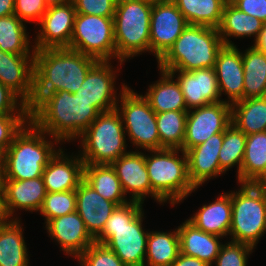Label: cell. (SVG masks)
<instances>
[{"mask_svg":"<svg viewBox=\"0 0 266 266\" xmlns=\"http://www.w3.org/2000/svg\"><path fill=\"white\" fill-rule=\"evenodd\" d=\"M99 114L89 102L65 90L33 96L29 107V120L60 143L78 139Z\"/></svg>","mask_w":266,"mask_h":266,"instance_id":"1","label":"cell"},{"mask_svg":"<svg viewBox=\"0 0 266 266\" xmlns=\"http://www.w3.org/2000/svg\"><path fill=\"white\" fill-rule=\"evenodd\" d=\"M97 61L69 48L35 50L33 96H46L62 90L77 92Z\"/></svg>","mask_w":266,"mask_h":266,"instance_id":"2","label":"cell"},{"mask_svg":"<svg viewBox=\"0 0 266 266\" xmlns=\"http://www.w3.org/2000/svg\"><path fill=\"white\" fill-rule=\"evenodd\" d=\"M144 215L140 202L117 206L95 242L106 245L126 266H144L149 235L143 228Z\"/></svg>","mask_w":266,"mask_h":266,"instance_id":"3","label":"cell"},{"mask_svg":"<svg viewBox=\"0 0 266 266\" xmlns=\"http://www.w3.org/2000/svg\"><path fill=\"white\" fill-rule=\"evenodd\" d=\"M46 136L48 134L29 120L0 158L2 179L26 180L42 177L49 160L59 150L54 145L61 144L57 139L51 141Z\"/></svg>","mask_w":266,"mask_h":266,"instance_id":"4","label":"cell"},{"mask_svg":"<svg viewBox=\"0 0 266 266\" xmlns=\"http://www.w3.org/2000/svg\"><path fill=\"white\" fill-rule=\"evenodd\" d=\"M223 46L218 28L188 25L157 61L158 69L192 71L214 68L218 52Z\"/></svg>","mask_w":266,"mask_h":266,"instance_id":"5","label":"cell"},{"mask_svg":"<svg viewBox=\"0 0 266 266\" xmlns=\"http://www.w3.org/2000/svg\"><path fill=\"white\" fill-rule=\"evenodd\" d=\"M145 163L152 190L164 201L175 206L192 194L196 188L188 174L186 152L177 148L149 150ZM182 155L179 157V153ZM152 153V154H151Z\"/></svg>","mask_w":266,"mask_h":266,"instance_id":"6","label":"cell"},{"mask_svg":"<svg viewBox=\"0 0 266 266\" xmlns=\"http://www.w3.org/2000/svg\"><path fill=\"white\" fill-rule=\"evenodd\" d=\"M152 0H118L114 13L116 60L120 66L129 58L150 53Z\"/></svg>","mask_w":266,"mask_h":266,"instance_id":"7","label":"cell"},{"mask_svg":"<svg viewBox=\"0 0 266 266\" xmlns=\"http://www.w3.org/2000/svg\"><path fill=\"white\" fill-rule=\"evenodd\" d=\"M125 135L122 117L116 109L100 113L78 138L82 150L78 153L84 164H112L129 152Z\"/></svg>","mask_w":266,"mask_h":266,"instance_id":"8","label":"cell"},{"mask_svg":"<svg viewBox=\"0 0 266 266\" xmlns=\"http://www.w3.org/2000/svg\"><path fill=\"white\" fill-rule=\"evenodd\" d=\"M265 233L266 193L258 184L240 183L238 191H232L230 240L255 249Z\"/></svg>","mask_w":266,"mask_h":266,"instance_id":"9","label":"cell"},{"mask_svg":"<svg viewBox=\"0 0 266 266\" xmlns=\"http://www.w3.org/2000/svg\"><path fill=\"white\" fill-rule=\"evenodd\" d=\"M116 110L122 117L125 133L132 145L145 151L164 148L160 144L156 113L143 95L128 86L121 93Z\"/></svg>","mask_w":266,"mask_h":266,"instance_id":"10","label":"cell"},{"mask_svg":"<svg viewBox=\"0 0 266 266\" xmlns=\"http://www.w3.org/2000/svg\"><path fill=\"white\" fill-rule=\"evenodd\" d=\"M113 18L77 13L69 49L98 61L116 59Z\"/></svg>","mask_w":266,"mask_h":266,"instance_id":"11","label":"cell"},{"mask_svg":"<svg viewBox=\"0 0 266 266\" xmlns=\"http://www.w3.org/2000/svg\"><path fill=\"white\" fill-rule=\"evenodd\" d=\"M111 61H97L88 71L84 82L75 94L93 105L100 113L115 110L121 93L128 87L122 83L117 96L116 74Z\"/></svg>","mask_w":266,"mask_h":266,"instance_id":"12","label":"cell"},{"mask_svg":"<svg viewBox=\"0 0 266 266\" xmlns=\"http://www.w3.org/2000/svg\"><path fill=\"white\" fill-rule=\"evenodd\" d=\"M231 104L220 101L188 110L183 150L198 146L231 124Z\"/></svg>","mask_w":266,"mask_h":266,"instance_id":"13","label":"cell"},{"mask_svg":"<svg viewBox=\"0 0 266 266\" xmlns=\"http://www.w3.org/2000/svg\"><path fill=\"white\" fill-rule=\"evenodd\" d=\"M189 25L172 0L153 1L150 18V52L158 61Z\"/></svg>","mask_w":266,"mask_h":266,"instance_id":"14","label":"cell"},{"mask_svg":"<svg viewBox=\"0 0 266 266\" xmlns=\"http://www.w3.org/2000/svg\"><path fill=\"white\" fill-rule=\"evenodd\" d=\"M73 2L48 6L38 26L34 50L47 48H69L76 17Z\"/></svg>","mask_w":266,"mask_h":266,"instance_id":"15","label":"cell"},{"mask_svg":"<svg viewBox=\"0 0 266 266\" xmlns=\"http://www.w3.org/2000/svg\"><path fill=\"white\" fill-rule=\"evenodd\" d=\"M136 150L129 151L111 164L120 180L125 196L130 193V201L142 204L147 196H151L157 203L164 204L165 202L152 190L144 152Z\"/></svg>","mask_w":266,"mask_h":266,"instance_id":"16","label":"cell"},{"mask_svg":"<svg viewBox=\"0 0 266 266\" xmlns=\"http://www.w3.org/2000/svg\"><path fill=\"white\" fill-rule=\"evenodd\" d=\"M168 72L179 83L188 110L224 101V99L221 100L214 68L192 71L169 70Z\"/></svg>","mask_w":266,"mask_h":266,"instance_id":"17","label":"cell"},{"mask_svg":"<svg viewBox=\"0 0 266 266\" xmlns=\"http://www.w3.org/2000/svg\"><path fill=\"white\" fill-rule=\"evenodd\" d=\"M1 187L6 219H19L13 218L18 209L40 211L47 193L42 177L26 180L2 179Z\"/></svg>","mask_w":266,"mask_h":266,"instance_id":"18","label":"cell"},{"mask_svg":"<svg viewBox=\"0 0 266 266\" xmlns=\"http://www.w3.org/2000/svg\"><path fill=\"white\" fill-rule=\"evenodd\" d=\"M0 82L30 107L34 95V55H16L0 50Z\"/></svg>","mask_w":266,"mask_h":266,"instance_id":"19","label":"cell"},{"mask_svg":"<svg viewBox=\"0 0 266 266\" xmlns=\"http://www.w3.org/2000/svg\"><path fill=\"white\" fill-rule=\"evenodd\" d=\"M45 229L48 236L60 245V249L75 259L95 242L76 211L49 220Z\"/></svg>","mask_w":266,"mask_h":266,"instance_id":"20","label":"cell"},{"mask_svg":"<svg viewBox=\"0 0 266 266\" xmlns=\"http://www.w3.org/2000/svg\"><path fill=\"white\" fill-rule=\"evenodd\" d=\"M58 147L59 150L49 160L42 174L46 192L76 190L84 179V162L79 153L67 155Z\"/></svg>","mask_w":266,"mask_h":266,"instance_id":"21","label":"cell"},{"mask_svg":"<svg viewBox=\"0 0 266 266\" xmlns=\"http://www.w3.org/2000/svg\"><path fill=\"white\" fill-rule=\"evenodd\" d=\"M223 139L224 132L217 133L186 151L189 179L196 189L206 181L223 175L218 157Z\"/></svg>","mask_w":266,"mask_h":266,"instance_id":"22","label":"cell"},{"mask_svg":"<svg viewBox=\"0 0 266 266\" xmlns=\"http://www.w3.org/2000/svg\"><path fill=\"white\" fill-rule=\"evenodd\" d=\"M214 70L221 97L222 94L228 97L224 101L232 105L242 100L244 88L242 51H239L236 44L222 47L218 52Z\"/></svg>","mask_w":266,"mask_h":266,"instance_id":"23","label":"cell"},{"mask_svg":"<svg viewBox=\"0 0 266 266\" xmlns=\"http://www.w3.org/2000/svg\"><path fill=\"white\" fill-rule=\"evenodd\" d=\"M117 206L116 203L104 199L84 179L79 183L76 189V212L94 239L102 233L106 221Z\"/></svg>","mask_w":266,"mask_h":266,"instance_id":"24","label":"cell"},{"mask_svg":"<svg viewBox=\"0 0 266 266\" xmlns=\"http://www.w3.org/2000/svg\"><path fill=\"white\" fill-rule=\"evenodd\" d=\"M187 219L196 228L219 237H227L232 221V191L221 193L208 205H202Z\"/></svg>","mask_w":266,"mask_h":266,"instance_id":"25","label":"cell"},{"mask_svg":"<svg viewBox=\"0 0 266 266\" xmlns=\"http://www.w3.org/2000/svg\"><path fill=\"white\" fill-rule=\"evenodd\" d=\"M178 235L180 242V253L193 256L204 261L209 266H213L220 248L223 245L219 237L206 233L196 228L188 220L178 226Z\"/></svg>","mask_w":266,"mask_h":266,"instance_id":"26","label":"cell"},{"mask_svg":"<svg viewBox=\"0 0 266 266\" xmlns=\"http://www.w3.org/2000/svg\"><path fill=\"white\" fill-rule=\"evenodd\" d=\"M264 22L258 18L240 11L229 0L223 8L221 24L218 27L219 35L224 46H234L230 39L254 36V42L258 39ZM231 37V38H230Z\"/></svg>","mask_w":266,"mask_h":266,"instance_id":"27","label":"cell"},{"mask_svg":"<svg viewBox=\"0 0 266 266\" xmlns=\"http://www.w3.org/2000/svg\"><path fill=\"white\" fill-rule=\"evenodd\" d=\"M160 70L161 77L150 84L143 95L155 113L166 111H188L183 92L175 77L168 71Z\"/></svg>","mask_w":266,"mask_h":266,"instance_id":"28","label":"cell"},{"mask_svg":"<svg viewBox=\"0 0 266 266\" xmlns=\"http://www.w3.org/2000/svg\"><path fill=\"white\" fill-rule=\"evenodd\" d=\"M20 219L0 223V266H29L28 248Z\"/></svg>","mask_w":266,"mask_h":266,"instance_id":"29","label":"cell"},{"mask_svg":"<svg viewBox=\"0 0 266 266\" xmlns=\"http://www.w3.org/2000/svg\"><path fill=\"white\" fill-rule=\"evenodd\" d=\"M84 180L104 199L118 206L128 203L120 180L111 164H84Z\"/></svg>","mask_w":266,"mask_h":266,"instance_id":"30","label":"cell"},{"mask_svg":"<svg viewBox=\"0 0 266 266\" xmlns=\"http://www.w3.org/2000/svg\"><path fill=\"white\" fill-rule=\"evenodd\" d=\"M231 123L246 135L266 131V96L242 99L231 105Z\"/></svg>","mask_w":266,"mask_h":266,"instance_id":"31","label":"cell"},{"mask_svg":"<svg viewBox=\"0 0 266 266\" xmlns=\"http://www.w3.org/2000/svg\"><path fill=\"white\" fill-rule=\"evenodd\" d=\"M243 99L266 96V53L254 45L242 52Z\"/></svg>","mask_w":266,"mask_h":266,"instance_id":"32","label":"cell"},{"mask_svg":"<svg viewBox=\"0 0 266 266\" xmlns=\"http://www.w3.org/2000/svg\"><path fill=\"white\" fill-rule=\"evenodd\" d=\"M266 175V131L247 135L240 183H254Z\"/></svg>","mask_w":266,"mask_h":266,"instance_id":"33","label":"cell"},{"mask_svg":"<svg viewBox=\"0 0 266 266\" xmlns=\"http://www.w3.org/2000/svg\"><path fill=\"white\" fill-rule=\"evenodd\" d=\"M179 254L180 242L177 228L172 232L149 231L144 266H171Z\"/></svg>","mask_w":266,"mask_h":266,"instance_id":"34","label":"cell"},{"mask_svg":"<svg viewBox=\"0 0 266 266\" xmlns=\"http://www.w3.org/2000/svg\"><path fill=\"white\" fill-rule=\"evenodd\" d=\"M189 25L218 28L228 0H172Z\"/></svg>","mask_w":266,"mask_h":266,"instance_id":"35","label":"cell"},{"mask_svg":"<svg viewBox=\"0 0 266 266\" xmlns=\"http://www.w3.org/2000/svg\"><path fill=\"white\" fill-rule=\"evenodd\" d=\"M26 27L15 14L0 18V50L16 55H34Z\"/></svg>","mask_w":266,"mask_h":266,"instance_id":"36","label":"cell"},{"mask_svg":"<svg viewBox=\"0 0 266 266\" xmlns=\"http://www.w3.org/2000/svg\"><path fill=\"white\" fill-rule=\"evenodd\" d=\"M188 111H166L156 113V124L160 144L164 148L183 150Z\"/></svg>","mask_w":266,"mask_h":266,"instance_id":"37","label":"cell"},{"mask_svg":"<svg viewBox=\"0 0 266 266\" xmlns=\"http://www.w3.org/2000/svg\"><path fill=\"white\" fill-rule=\"evenodd\" d=\"M247 135L238 130L232 123L224 131V139L221 150L219 151V162L221 170L228 171L235 165L237 166V183L240 184V171L245 153Z\"/></svg>","mask_w":266,"mask_h":266,"instance_id":"38","label":"cell"},{"mask_svg":"<svg viewBox=\"0 0 266 266\" xmlns=\"http://www.w3.org/2000/svg\"><path fill=\"white\" fill-rule=\"evenodd\" d=\"M76 211V190L64 192H47L40 214L45 217L46 224L49 220L67 215Z\"/></svg>","mask_w":266,"mask_h":266,"instance_id":"39","label":"cell"},{"mask_svg":"<svg viewBox=\"0 0 266 266\" xmlns=\"http://www.w3.org/2000/svg\"><path fill=\"white\" fill-rule=\"evenodd\" d=\"M79 266H126L106 245L93 242L78 258Z\"/></svg>","mask_w":266,"mask_h":266,"instance_id":"40","label":"cell"},{"mask_svg":"<svg viewBox=\"0 0 266 266\" xmlns=\"http://www.w3.org/2000/svg\"><path fill=\"white\" fill-rule=\"evenodd\" d=\"M221 246L213 265L215 266H247L253 247L234 241H227Z\"/></svg>","mask_w":266,"mask_h":266,"instance_id":"41","label":"cell"},{"mask_svg":"<svg viewBox=\"0 0 266 266\" xmlns=\"http://www.w3.org/2000/svg\"><path fill=\"white\" fill-rule=\"evenodd\" d=\"M29 121V115L0 116V158L13 142L15 135Z\"/></svg>","mask_w":266,"mask_h":266,"instance_id":"42","label":"cell"},{"mask_svg":"<svg viewBox=\"0 0 266 266\" xmlns=\"http://www.w3.org/2000/svg\"><path fill=\"white\" fill-rule=\"evenodd\" d=\"M47 8L44 0H14V14L26 24L39 23Z\"/></svg>","mask_w":266,"mask_h":266,"instance_id":"43","label":"cell"},{"mask_svg":"<svg viewBox=\"0 0 266 266\" xmlns=\"http://www.w3.org/2000/svg\"><path fill=\"white\" fill-rule=\"evenodd\" d=\"M118 0H72L79 14L114 17Z\"/></svg>","mask_w":266,"mask_h":266,"instance_id":"44","label":"cell"},{"mask_svg":"<svg viewBox=\"0 0 266 266\" xmlns=\"http://www.w3.org/2000/svg\"><path fill=\"white\" fill-rule=\"evenodd\" d=\"M29 115L28 105L0 82V116Z\"/></svg>","mask_w":266,"mask_h":266,"instance_id":"45","label":"cell"},{"mask_svg":"<svg viewBox=\"0 0 266 266\" xmlns=\"http://www.w3.org/2000/svg\"><path fill=\"white\" fill-rule=\"evenodd\" d=\"M240 11L266 23V0H229Z\"/></svg>","mask_w":266,"mask_h":266,"instance_id":"46","label":"cell"},{"mask_svg":"<svg viewBox=\"0 0 266 266\" xmlns=\"http://www.w3.org/2000/svg\"><path fill=\"white\" fill-rule=\"evenodd\" d=\"M171 266H209L204 261L199 260L196 257L179 254L177 259L171 264Z\"/></svg>","mask_w":266,"mask_h":266,"instance_id":"47","label":"cell"},{"mask_svg":"<svg viewBox=\"0 0 266 266\" xmlns=\"http://www.w3.org/2000/svg\"><path fill=\"white\" fill-rule=\"evenodd\" d=\"M14 14V0H0V18Z\"/></svg>","mask_w":266,"mask_h":266,"instance_id":"48","label":"cell"},{"mask_svg":"<svg viewBox=\"0 0 266 266\" xmlns=\"http://www.w3.org/2000/svg\"><path fill=\"white\" fill-rule=\"evenodd\" d=\"M253 45L266 53V23H264L262 30L260 31L258 39L253 43Z\"/></svg>","mask_w":266,"mask_h":266,"instance_id":"49","label":"cell"},{"mask_svg":"<svg viewBox=\"0 0 266 266\" xmlns=\"http://www.w3.org/2000/svg\"><path fill=\"white\" fill-rule=\"evenodd\" d=\"M72 0H44V2L48 5H62L71 2Z\"/></svg>","mask_w":266,"mask_h":266,"instance_id":"50","label":"cell"},{"mask_svg":"<svg viewBox=\"0 0 266 266\" xmlns=\"http://www.w3.org/2000/svg\"><path fill=\"white\" fill-rule=\"evenodd\" d=\"M6 220V216L3 211L2 190H0V223Z\"/></svg>","mask_w":266,"mask_h":266,"instance_id":"51","label":"cell"},{"mask_svg":"<svg viewBox=\"0 0 266 266\" xmlns=\"http://www.w3.org/2000/svg\"><path fill=\"white\" fill-rule=\"evenodd\" d=\"M258 185L263 189L266 193V175L259 181Z\"/></svg>","mask_w":266,"mask_h":266,"instance_id":"52","label":"cell"},{"mask_svg":"<svg viewBox=\"0 0 266 266\" xmlns=\"http://www.w3.org/2000/svg\"><path fill=\"white\" fill-rule=\"evenodd\" d=\"M2 172H1V160H0V190H2Z\"/></svg>","mask_w":266,"mask_h":266,"instance_id":"53","label":"cell"}]
</instances>
